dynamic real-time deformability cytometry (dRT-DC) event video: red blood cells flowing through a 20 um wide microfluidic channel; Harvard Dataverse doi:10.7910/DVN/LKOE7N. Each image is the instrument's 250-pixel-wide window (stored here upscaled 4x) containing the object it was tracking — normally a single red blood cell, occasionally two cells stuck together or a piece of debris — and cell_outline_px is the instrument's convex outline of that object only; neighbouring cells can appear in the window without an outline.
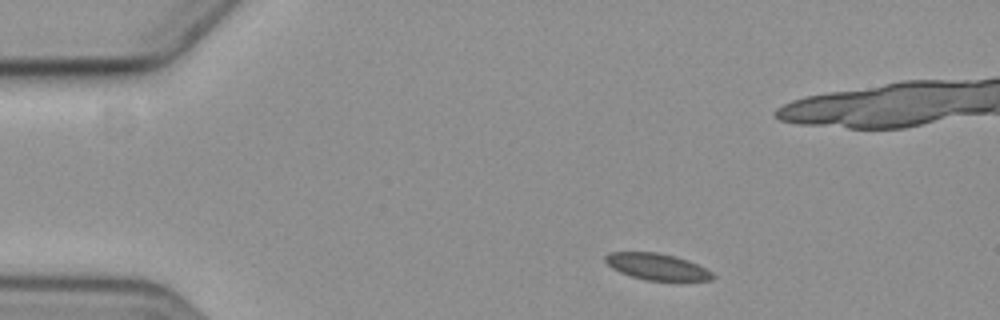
{"species": "common noctule bat (a hibernating species)", "species_latin": "Nyctalus noctula", "temperature_condition": "cold", "stored_images_in_passage": 3, "camera_frame_rate_fps": 3000, "um_per_image_px": 0.085, "animal": {"sex": "female", "body_mass_g": 19.3, "forearm_length_mm": 54.1}, "frame": {"image": 1, "passage_image": 1, "time_ms": 0.0, "image_size_px": [1000, 320], "cell_outline_px": [[716, 276], [712, 280], [644, 280], [620, 272], [612, 268], [604, 260], [604, 256], [608, 252], [656, 252], [676, 256], [688, 260], [712, 272]], "centroid_in_image_um": [55.82, 22.66], "position_along_channel_um": 29.2, "area_um2": 16.47}}